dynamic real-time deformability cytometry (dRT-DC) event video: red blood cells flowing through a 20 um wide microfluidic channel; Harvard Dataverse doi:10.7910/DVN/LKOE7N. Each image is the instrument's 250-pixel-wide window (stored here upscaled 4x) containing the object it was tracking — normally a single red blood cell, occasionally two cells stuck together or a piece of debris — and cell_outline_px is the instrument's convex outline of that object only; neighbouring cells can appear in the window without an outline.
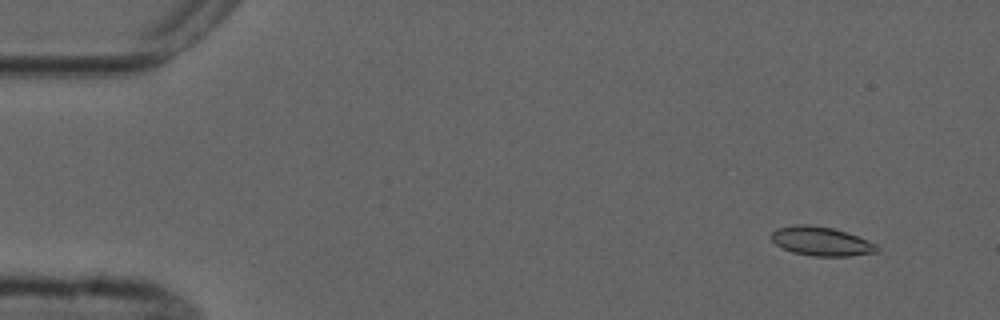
{"species": "common noctule bat (a hibernating species)", "species_latin": "Nyctalus noctula", "temperature_condition": "cold", "stored_images_in_passage": 10, "camera_frame_rate_fps": 3000, "um_per_image_px": 0.085, "animal": {"sex": "male", "forearm_length_mm": 52.5}, "frame": {"image": 1, "passage_image": 2, "time_ms": 1.0, "image_size_px": [1000, 320], "cell_outline_px": [[880, 252], [848, 256], [812, 256], [792, 252], [776, 244], [772, 240], [772, 232], [776, 228], [792, 224], [808, 224], [832, 228], [868, 240], [876, 244], [880, 248]], "centroid_in_image_um": [69.81, 20.51], "position_along_channel_um": 15.2, "area_um2": 17.86}}
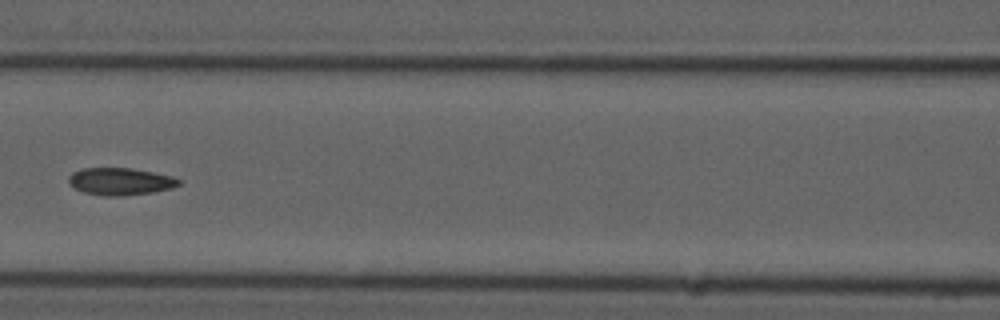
{"frame": {"image": 2, "passage_image": 7, "time_ms": 7.667, "image_size_px": [1000, 320], "cell_outline_px": [[180, 184], [172, 188], [152, 192], [120, 196], [104, 196], [84, 192], [76, 188], [68, 180], [68, 176], [72, 172], [80, 168], [132, 168], [172, 176], [180, 180]], "centroid_in_image_um": [10.22, 15.41], "position_along_channel_um": 156.4, "area_um2": 17.4}}
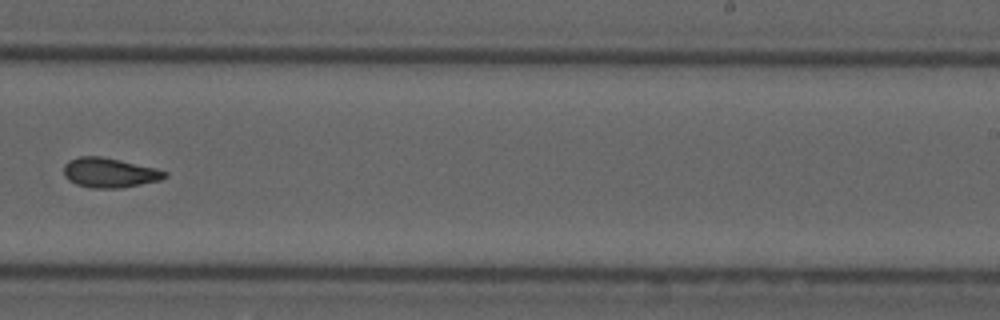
{"frame": {"image": 3, "passage_image": 10, "time_ms": 11.0, "image_size_px": [1000, 320], "cell_outline_px": [[168, 176], [160, 180], [120, 188], [88, 188], [76, 184], [68, 180], [64, 176], [64, 164], [68, 160], [80, 156], [100, 156], [156, 168], [168, 172]], "centroid_in_image_um": [9.28, 14.68], "position_along_channel_um": 279.7, "area_um2": 17.51}}